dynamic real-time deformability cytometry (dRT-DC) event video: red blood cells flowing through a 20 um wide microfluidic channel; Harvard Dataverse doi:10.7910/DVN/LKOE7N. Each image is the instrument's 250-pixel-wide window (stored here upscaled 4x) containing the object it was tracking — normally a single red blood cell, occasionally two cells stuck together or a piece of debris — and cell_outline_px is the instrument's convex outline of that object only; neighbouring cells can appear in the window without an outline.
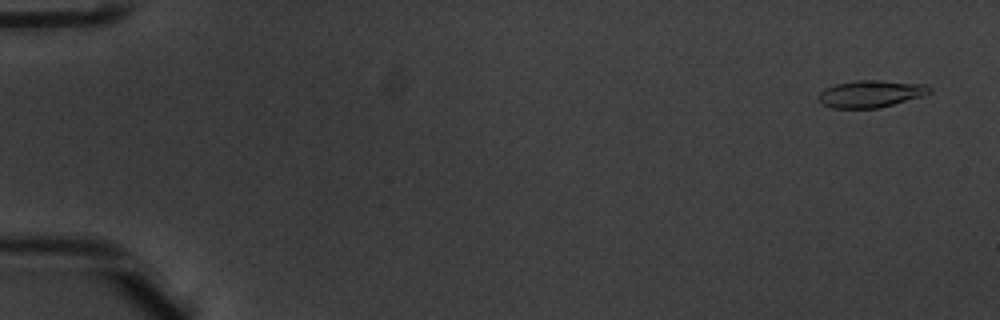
{"species": "common noctule bat (a hibernating species)", "species_latin": "Nyctalus noctula", "temperature_condition": "warm", "stored_images_in_passage": 54, "camera_frame_rate_fps": 3000, "um_per_image_px": 0.085, "animal": {"sex": "male", "body_mass_g": 20.1, "forearm_length_mm": 53.5}, "frame": {"image": 1, "passage_image": 3, "time_ms": 0.667, "image_size_px": [1000, 320], "cell_outline_px": [[932, 92], [924, 96], [880, 108], [832, 108], [824, 104], [820, 100], [820, 92], [824, 88], [836, 84], [856, 80], [880, 80], [924, 84], [932, 88]], "centroid_in_image_um": [74.07, 7.97], "position_along_channel_um": 10.9, "area_um2": 17.57}}
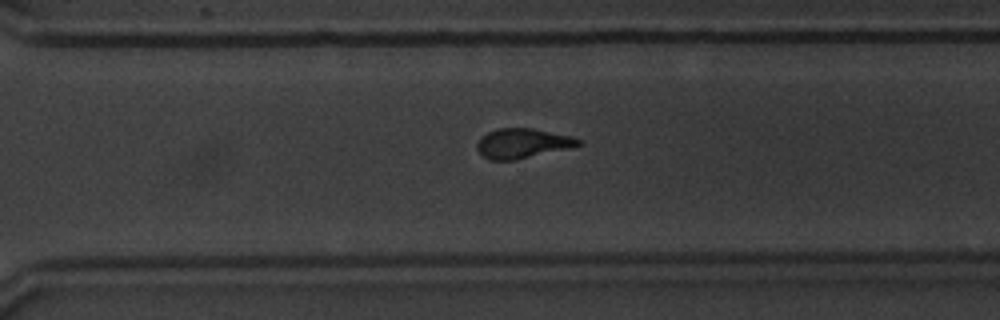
{"frame": {"image": 2, "passage_image": 39, "time_ms": 12.667, "image_size_px": [1000, 320], "cell_outline_px": [[584, 144], [568, 148], [516, 160], [492, 160], [484, 156], [476, 148], [476, 144], [480, 136], [496, 128], [532, 128], [572, 136], [580, 140]], "centroid_in_image_um": [44.39, 12.17], "position_along_channel_um": 326.2, "area_um2": 17.57}}
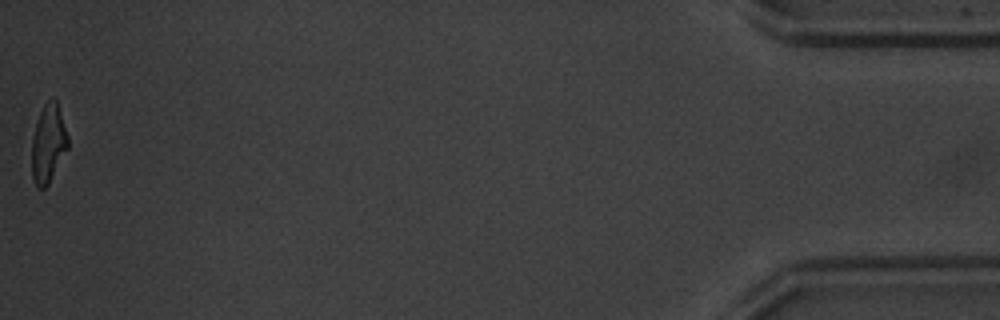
{"frame": {"image": 3, "passage_image": 54, "time_ms": 17.667, "image_size_px": [1000, 320], "cell_outline_px": [[68, 148], [48, 184], [44, 188], [36, 188], [32, 176], [32, 140], [36, 124], [40, 112], [44, 104], [52, 96], [56, 100], [68, 136]], "centroid_in_image_um": [4.1, 12.21], "position_along_channel_um": 431.1, "area_um2": 16.3}, "authors_computed_cell_mechanics": {"area_um2": 17.7446, "velocity_mm_per_s": 3.8644, "shape_relaxation_time_tau1_ms": 4.6125, "shape_relaxation_time_tau2_ms": 2.0867, "deformation_change_tau1": 0.197, "deformation_change_tau2": 0.108}}